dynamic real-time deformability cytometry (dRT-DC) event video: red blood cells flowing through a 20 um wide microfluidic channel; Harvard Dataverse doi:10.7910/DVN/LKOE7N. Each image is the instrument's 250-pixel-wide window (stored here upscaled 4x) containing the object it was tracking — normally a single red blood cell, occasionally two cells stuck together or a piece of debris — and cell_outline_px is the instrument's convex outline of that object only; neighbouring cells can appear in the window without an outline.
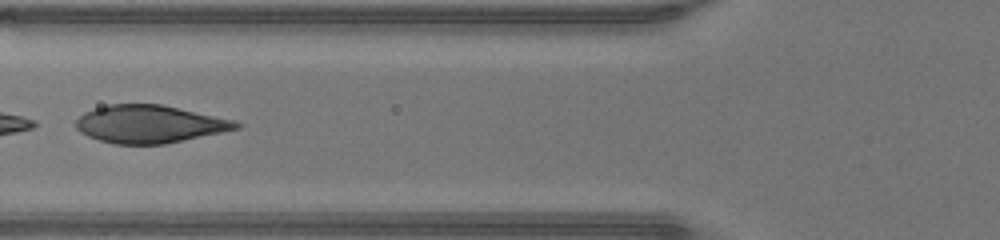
{"species": "human", "species_latin": "Homo sapiens", "temperature_condition": "warm", "stored_images_in_passage": 33, "camera_frame_rate_fps": 3000, "um_per_image_px": 0.085, "donor": {"sex": "male"}, "frame": {"image": 1, "passage_image": 7, "time_ms": 2.0, "image_size_px": [1000, 240], "cell_outline_px": [[244, 124], [240, 128], [164, 144], [116, 144], [100, 140], [88, 136], [80, 132], [76, 128], [76, 120], [84, 112], [108, 104], [160, 104], [236, 120]], "centroid_in_image_um": [12.72, 10.54], "position_along_channel_um": 113.1, "area_um2": 35.08}}
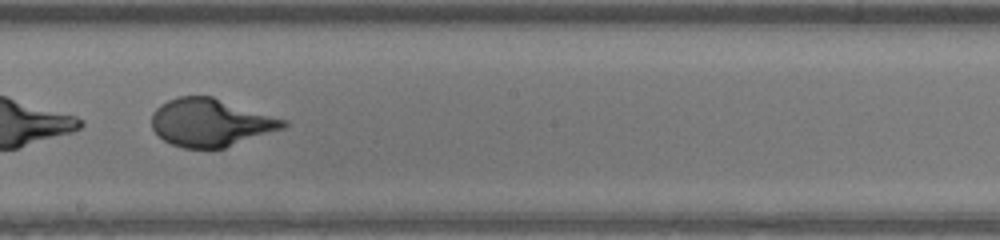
{"frame": {"image": 2, "passage_image": 15, "time_ms": 4.667, "image_size_px": [1000, 240], "cell_outline_px": [[288, 124], [284, 128], [224, 148], [184, 148], [172, 144], [164, 140], [152, 128], [152, 112], [160, 104], [176, 96], [212, 96], [288, 120]], "centroid_in_image_um": [17.91, 10.4], "position_along_channel_um": 230.3, "area_um2": 36.65}}
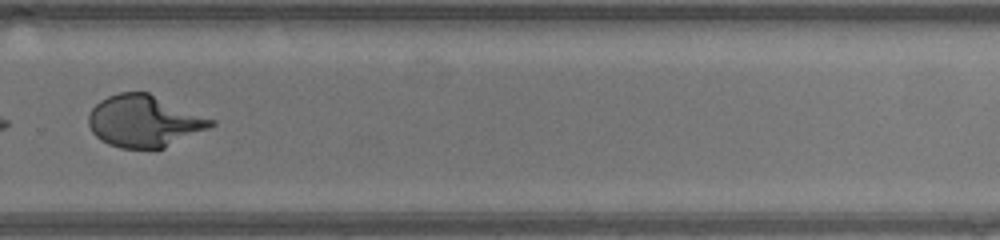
{"frame": {"image": 3, "passage_image": 21, "time_ms": 6.667, "image_size_px": [1000, 240], "cell_outline_px": [[216, 124], [208, 128], [164, 148], [120, 148], [108, 144], [100, 140], [92, 132], [88, 124], [88, 116], [92, 108], [100, 100], [108, 96], [120, 92], [148, 92], [216, 120]], "centroid_in_image_um": [12.24, 10.29], "position_along_channel_um": 317.6, "area_um2": 36.88}}